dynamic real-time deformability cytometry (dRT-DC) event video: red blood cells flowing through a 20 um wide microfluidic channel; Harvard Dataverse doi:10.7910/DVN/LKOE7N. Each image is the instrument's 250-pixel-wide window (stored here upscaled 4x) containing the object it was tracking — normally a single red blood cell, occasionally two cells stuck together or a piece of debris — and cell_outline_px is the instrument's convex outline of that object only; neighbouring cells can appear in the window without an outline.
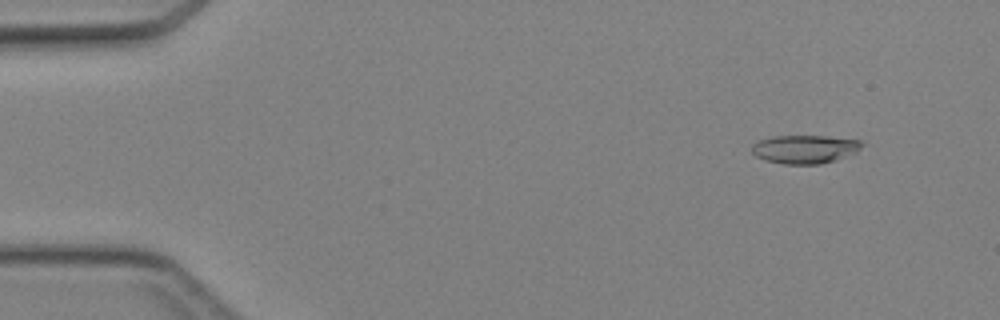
{"species": "Egyptian fruit bat (a non-hibernating species)", "species_latin": "Rousettus aegyptiacus", "temperature_condition": "cold", "stored_images_in_passage": 46, "camera_frame_rate_fps": 3000, "um_per_image_px": 0.085, "animal": {"sex": "female"}, "frame": {"image": 1, "passage_image": 5, "time_ms": 1.333, "image_size_px": [1000, 320], "cell_outline_px": [[864, 144], [856, 152], [836, 160], [820, 164], [784, 164], [764, 160], [756, 156], [752, 152], [752, 144], [760, 140], [772, 136], [824, 136], [860, 140]], "centroid_in_image_um": [68.4, 12.68], "position_along_channel_um": 16.6, "area_um2": 18.21}}
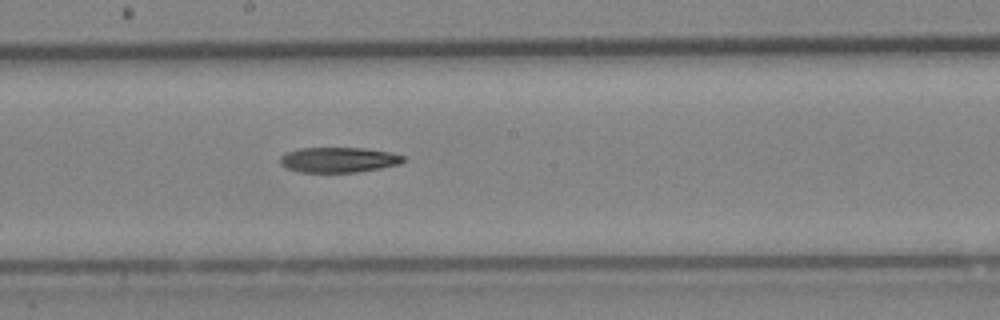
{"frame": {"image": 2, "passage_image": 26, "time_ms": 8.333, "image_size_px": [1000, 320], "cell_outline_px": [[404, 160], [400, 164], [380, 168], [356, 172], [300, 172], [284, 168], [280, 164], [280, 156], [284, 152], [300, 148], [364, 148], [388, 152], [404, 156]], "centroid_in_image_um": [28.71, 13.58], "position_along_channel_um": 219.5, "area_um2": 18.15}}
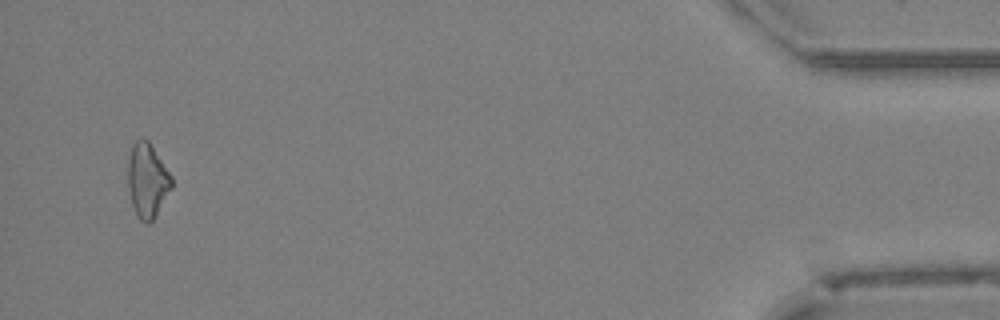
{"frame": {"image": 3, "passage_image": 45, "time_ms": 14.667, "image_size_px": [1000, 320], "cell_outline_px": [[172, 188], [152, 220], [148, 224], [140, 220], [132, 204], [128, 188], [128, 160], [132, 144], [140, 136], [144, 136], [148, 140], [172, 176]], "centroid_in_image_um": [12.51, 15.28], "position_along_channel_um": 422.7, "area_um2": 18.84}}